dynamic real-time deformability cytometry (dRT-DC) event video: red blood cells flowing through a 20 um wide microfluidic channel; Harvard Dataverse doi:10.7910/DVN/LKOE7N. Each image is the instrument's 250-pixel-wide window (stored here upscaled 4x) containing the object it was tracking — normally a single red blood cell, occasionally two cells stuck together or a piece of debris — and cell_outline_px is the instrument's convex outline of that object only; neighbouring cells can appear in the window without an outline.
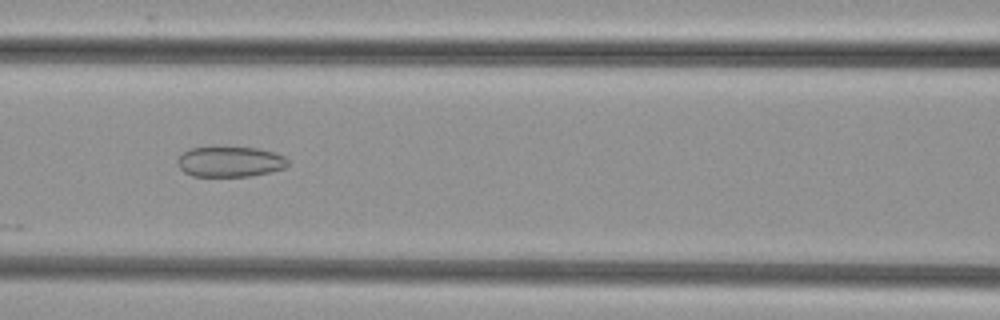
{"species": "common noctule bat (a hibernating species)", "species_latin": "Nyctalus noctula", "temperature_condition": "cold", "stored_images_in_passage": 23, "camera_frame_rate_fps": 3000, "um_per_image_px": 0.085, "animal": {"sex": "female", "body_mass_g": 29.2, "forearm_length_mm": 56.3}, "frame": {"image": 1, "passage_image": 9, "time_ms": 2.667, "image_size_px": [1000, 320], "cell_outline_px": [[288, 164], [284, 168], [268, 172], [248, 176], [192, 176], [184, 172], [176, 164], [176, 160], [184, 152], [192, 148], [260, 148], [284, 156], [288, 160]], "centroid_in_image_um": [19.53, 13.76], "position_along_channel_um": 147.1, "area_um2": 19.25}}
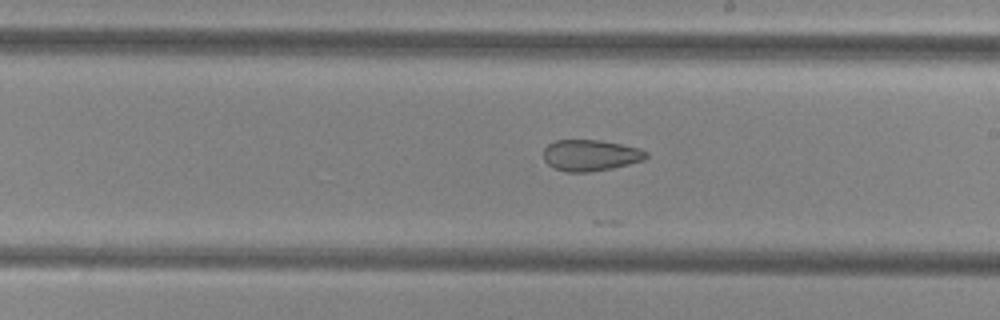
{"frame": {"image": 2, "passage_image": 16, "time_ms": 5.0, "image_size_px": [1000, 320], "cell_outline_px": [[648, 156], [644, 160], [612, 168], [588, 172], [568, 172], [556, 168], [548, 164], [544, 160], [544, 148], [548, 144], [556, 140], [600, 140], [640, 148], [648, 152]], "centroid_in_image_um": [50.2, 13.19], "position_along_channel_um": 238.8, "area_um2": 18.61}}
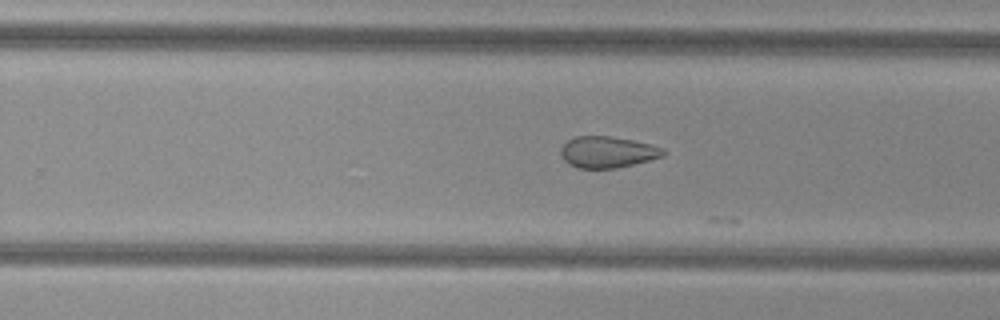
{"frame": {"image": 3, "passage_image": 19, "time_ms": 6.0, "image_size_px": [1000, 320], "cell_outline_px": [[668, 152], [664, 156], [616, 168], [576, 168], [568, 164], [560, 156], [560, 148], [568, 140], [576, 136], [608, 136], [632, 140], [652, 144], [664, 148]], "centroid_in_image_um": [51.63, 12.92], "position_along_channel_um": 278.2, "area_um2": 18.84}}